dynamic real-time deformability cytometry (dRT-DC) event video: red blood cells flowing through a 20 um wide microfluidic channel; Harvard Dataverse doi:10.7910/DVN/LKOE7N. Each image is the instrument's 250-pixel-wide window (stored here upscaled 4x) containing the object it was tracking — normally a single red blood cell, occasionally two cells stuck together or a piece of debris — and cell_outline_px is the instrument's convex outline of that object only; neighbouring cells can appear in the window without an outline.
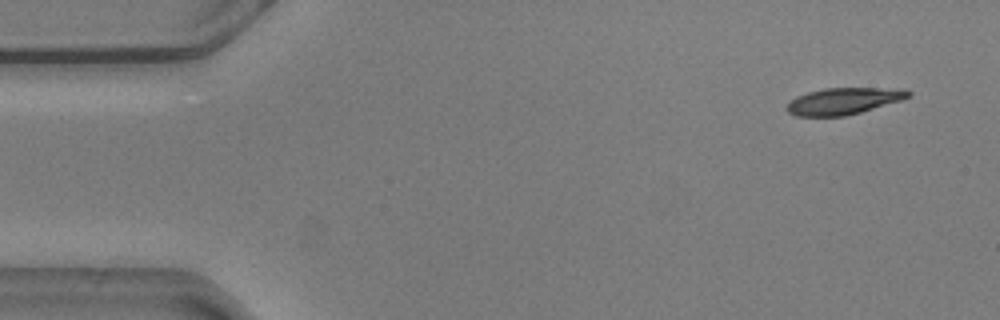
{"species": "common noctule bat (a hibernating species)", "species_latin": "Nyctalus noctula", "temperature_condition": "warm", "stored_images_in_passage": 53, "camera_frame_rate_fps": 3000, "um_per_image_px": 0.085, "animal": {"sex": "male", "body_mass_g": 20.5, "forearm_length_mm": 52.5}, "frame": {"image": 1, "passage_image": 1, "time_ms": 0.0, "image_size_px": [1000, 320], "cell_outline_px": [[912, 96], [900, 100], [860, 112], [844, 116], [796, 116], [788, 112], [784, 108], [796, 96], [808, 92], [824, 88], [904, 88], [912, 92]], "centroid_in_image_um": [71.71, 8.58], "position_along_channel_um": 13.3, "area_um2": 18.84}}
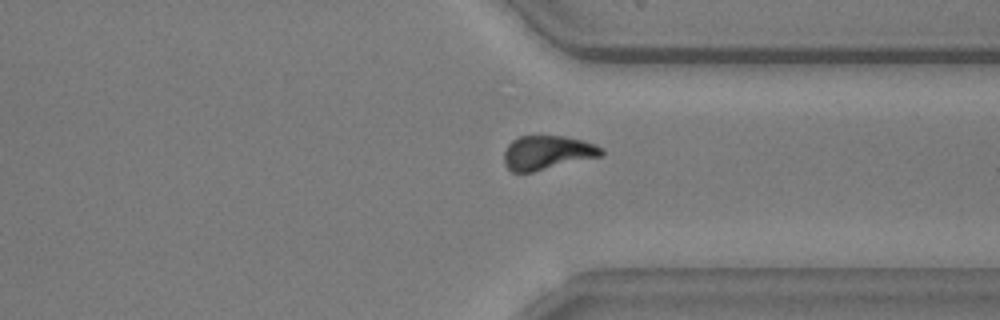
{"frame": {"image": 2, "passage_image": 39, "time_ms": 12.667, "image_size_px": [1000, 320], "cell_outline_px": [[604, 156], [532, 172], [512, 172], [504, 164], [504, 152], [508, 144], [512, 140], [520, 136], [564, 136], [584, 140], [604, 148]], "centroid_in_image_um": [46.55, 12.97], "position_along_channel_um": 364.8, "area_um2": 19.54}}
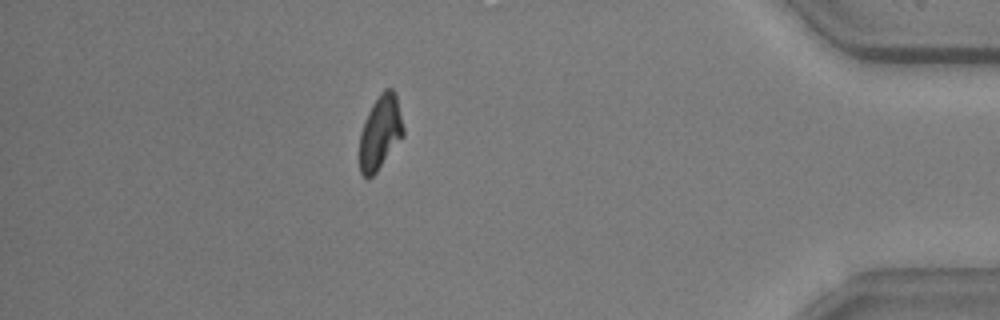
{"frame": {"image": 3, "passage_image": 46, "time_ms": 15.0, "image_size_px": [1000, 320], "cell_outline_px": [[404, 136], [376, 172], [372, 176], [364, 176], [360, 172], [360, 132], [364, 120], [372, 104], [380, 92], [384, 88], [392, 88], [396, 92], [404, 128]], "centroid_in_image_um": [32.34, 11.2], "position_along_channel_um": 402.9, "area_um2": 18.96}, "authors_computed_cell_mechanics": {"area_um2": 19.7098, "velocity_mm_per_s": 3.6106, "shape_relaxation_time_tau1_ms": 5.6167, "shape_relaxation_time_tau2_ms": 6.611, "deformation_change_tau1": 0.1473, "deformation_change_tau2": 0.1247}}